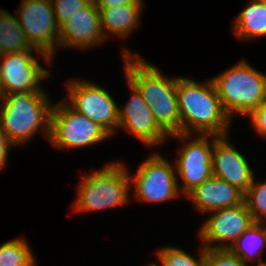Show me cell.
Instances as JSON below:
<instances>
[{"mask_svg": "<svg viewBox=\"0 0 266 266\" xmlns=\"http://www.w3.org/2000/svg\"><path fill=\"white\" fill-rule=\"evenodd\" d=\"M177 97L180 133L172 134V137L188 138L192 126L200 134H227L230 117L222 107L213 80L202 85L188 78H177Z\"/></svg>", "mask_w": 266, "mask_h": 266, "instance_id": "1", "label": "cell"}, {"mask_svg": "<svg viewBox=\"0 0 266 266\" xmlns=\"http://www.w3.org/2000/svg\"><path fill=\"white\" fill-rule=\"evenodd\" d=\"M1 99L0 126L15 145L28 141L41 125L50 137L52 106L44 92H14Z\"/></svg>", "mask_w": 266, "mask_h": 266, "instance_id": "2", "label": "cell"}, {"mask_svg": "<svg viewBox=\"0 0 266 266\" xmlns=\"http://www.w3.org/2000/svg\"><path fill=\"white\" fill-rule=\"evenodd\" d=\"M212 80L222 107L230 118L232 111L248 116L266 101V75L244 61Z\"/></svg>", "mask_w": 266, "mask_h": 266, "instance_id": "3", "label": "cell"}, {"mask_svg": "<svg viewBox=\"0 0 266 266\" xmlns=\"http://www.w3.org/2000/svg\"><path fill=\"white\" fill-rule=\"evenodd\" d=\"M122 165L108 164L98 172L85 176L79 186L75 209L80 212L103 210L126 203L132 176Z\"/></svg>", "mask_w": 266, "mask_h": 266, "instance_id": "4", "label": "cell"}, {"mask_svg": "<svg viewBox=\"0 0 266 266\" xmlns=\"http://www.w3.org/2000/svg\"><path fill=\"white\" fill-rule=\"evenodd\" d=\"M52 107L49 140L58 148L96 144L110 134L98 123L74 110L67 103Z\"/></svg>", "mask_w": 266, "mask_h": 266, "instance_id": "5", "label": "cell"}, {"mask_svg": "<svg viewBox=\"0 0 266 266\" xmlns=\"http://www.w3.org/2000/svg\"><path fill=\"white\" fill-rule=\"evenodd\" d=\"M18 12V22L29 44L50 62L55 41H59V26L51 0H23Z\"/></svg>", "mask_w": 266, "mask_h": 266, "instance_id": "6", "label": "cell"}, {"mask_svg": "<svg viewBox=\"0 0 266 266\" xmlns=\"http://www.w3.org/2000/svg\"><path fill=\"white\" fill-rule=\"evenodd\" d=\"M68 91L70 106L74 110L98 123L110 135L114 127H119L120 109L105 89L81 80L72 81Z\"/></svg>", "mask_w": 266, "mask_h": 266, "instance_id": "7", "label": "cell"}, {"mask_svg": "<svg viewBox=\"0 0 266 266\" xmlns=\"http://www.w3.org/2000/svg\"><path fill=\"white\" fill-rule=\"evenodd\" d=\"M124 51L126 79L138 89L148 106L162 101H178L177 79L164 77L155 66L146 63L140 56L134 57L126 48Z\"/></svg>", "mask_w": 266, "mask_h": 266, "instance_id": "8", "label": "cell"}, {"mask_svg": "<svg viewBox=\"0 0 266 266\" xmlns=\"http://www.w3.org/2000/svg\"><path fill=\"white\" fill-rule=\"evenodd\" d=\"M173 168L160 155L150 156L132 179L137 197L147 202H163L177 197L179 187Z\"/></svg>", "mask_w": 266, "mask_h": 266, "instance_id": "9", "label": "cell"}, {"mask_svg": "<svg viewBox=\"0 0 266 266\" xmlns=\"http://www.w3.org/2000/svg\"><path fill=\"white\" fill-rule=\"evenodd\" d=\"M31 52L33 50L0 56L5 59L0 62L3 96L14 92H43L38 83L49 76V71L39 65Z\"/></svg>", "mask_w": 266, "mask_h": 266, "instance_id": "10", "label": "cell"}, {"mask_svg": "<svg viewBox=\"0 0 266 266\" xmlns=\"http://www.w3.org/2000/svg\"><path fill=\"white\" fill-rule=\"evenodd\" d=\"M207 138L208 134H200L183 146L179 154L176 169L184 180L182 191L186 194L212 176L214 140L210 143Z\"/></svg>", "mask_w": 266, "mask_h": 266, "instance_id": "11", "label": "cell"}, {"mask_svg": "<svg viewBox=\"0 0 266 266\" xmlns=\"http://www.w3.org/2000/svg\"><path fill=\"white\" fill-rule=\"evenodd\" d=\"M214 214L204 223L200 230L205 248L210 249L211 242L230 241L234 243L255 222L245 202L231 208L212 211ZM209 242V243H208Z\"/></svg>", "mask_w": 266, "mask_h": 266, "instance_id": "12", "label": "cell"}, {"mask_svg": "<svg viewBox=\"0 0 266 266\" xmlns=\"http://www.w3.org/2000/svg\"><path fill=\"white\" fill-rule=\"evenodd\" d=\"M128 84L133 95L124 109L119 110V127L128 129L148 145L162 142L168 134L157 124L138 89L129 81Z\"/></svg>", "mask_w": 266, "mask_h": 266, "instance_id": "13", "label": "cell"}, {"mask_svg": "<svg viewBox=\"0 0 266 266\" xmlns=\"http://www.w3.org/2000/svg\"><path fill=\"white\" fill-rule=\"evenodd\" d=\"M213 136L215 139L212 153V175L245 193L254 179L252 170L244 156L227 142V135Z\"/></svg>", "mask_w": 266, "mask_h": 266, "instance_id": "14", "label": "cell"}, {"mask_svg": "<svg viewBox=\"0 0 266 266\" xmlns=\"http://www.w3.org/2000/svg\"><path fill=\"white\" fill-rule=\"evenodd\" d=\"M100 12L93 0L59 27V45L87 48L102 42Z\"/></svg>", "mask_w": 266, "mask_h": 266, "instance_id": "15", "label": "cell"}, {"mask_svg": "<svg viewBox=\"0 0 266 266\" xmlns=\"http://www.w3.org/2000/svg\"><path fill=\"white\" fill-rule=\"evenodd\" d=\"M188 196L203 212L231 208L244 202L241 190L214 175L191 190Z\"/></svg>", "mask_w": 266, "mask_h": 266, "instance_id": "16", "label": "cell"}, {"mask_svg": "<svg viewBox=\"0 0 266 266\" xmlns=\"http://www.w3.org/2000/svg\"><path fill=\"white\" fill-rule=\"evenodd\" d=\"M142 5H126L111 8H98L100 12L101 29L116 34L122 38L128 35L140 20ZM104 29V30H103Z\"/></svg>", "mask_w": 266, "mask_h": 266, "instance_id": "17", "label": "cell"}, {"mask_svg": "<svg viewBox=\"0 0 266 266\" xmlns=\"http://www.w3.org/2000/svg\"><path fill=\"white\" fill-rule=\"evenodd\" d=\"M34 50L29 44L18 19L0 10V56Z\"/></svg>", "mask_w": 266, "mask_h": 266, "instance_id": "18", "label": "cell"}, {"mask_svg": "<svg viewBox=\"0 0 266 266\" xmlns=\"http://www.w3.org/2000/svg\"><path fill=\"white\" fill-rule=\"evenodd\" d=\"M234 27L239 38L266 35V5L259 0H252L236 18Z\"/></svg>", "mask_w": 266, "mask_h": 266, "instance_id": "19", "label": "cell"}, {"mask_svg": "<svg viewBox=\"0 0 266 266\" xmlns=\"http://www.w3.org/2000/svg\"><path fill=\"white\" fill-rule=\"evenodd\" d=\"M266 244V227L262 228V224L255 222L251 225L232 245L210 246L212 249H229L234 255L238 256L244 263L252 260V253L261 250ZM254 250V251H253Z\"/></svg>", "mask_w": 266, "mask_h": 266, "instance_id": "20", "label": "cell"}, {"mask_svg": "<svg viewBox=\"0 0 266 266\" xmlns=\"http://www.w3.org/2000/svg\"><path fill=\"white\" fill-rule=\"evenodd\" d=\"M0 266H35L34 256L25 239H14L0 246Z\"/></svg>", "mask_w": 266, "mask_h": 266, "instance_id": "21", "label": "cell"}, {"mask_svg": "<svg viewBox=\"0 0 266 266\" xmlns=\"http://www.w3.org/2000/svg\"><path fill=\"white\" fill-rule=\"evenodd\" d=\"M157 124L168 134L180 133L178 101H162L149 106Z\"/></svg>", "mask_w": 266, "mask_h": 266, "instance_id": "22", "label": "cell"}, {"mask_svg": "<svg viewBox=\"0 0 266 266\" xmlns=\"http://www.w3.org/2000/svg\"><path fill=\"white\" fill-rule=\"evenodd\" d=\"M244 202L253 221L262 223V215L266 217V182L256 184L253 179L251 186L244 193Z\"/></svg>", "mask_w": 266, "mask_h": 266, "instance_id": "23", "label": "cell"}, {"mask_svg": "<svg viewBox=\"0 0 266 266\" xmlns=\"http://www.w3.org/2000/svg\"><path fill=\"white\" fill-rule=\"evenodd\" d=\"M205 251L206 248L203 247L198 260L187 254L185 251L172 247L161 249L158 251V256L162 266H204Z\"/></svg>", "mask_w": 266, "mask_h": 266, "instance_id": "24", "label": "cell"}, {"mask_svg": "<svg viewBox=\"0 0 266 266\" xmlns=\"http://www.w3.org/2000/svg\"><path fill=\"white\" fill-rule=\"evenodd\" d=\"M92 0H51L57 25L60 27Z\"/></svg>", "mask_w": 266, "mask_h": 266, "instance_id": "25", "label": "cell"}, {"mask_svg": "<svg viewBox=\"0 0 266 266\" xmlns=\"http://www.w3.org/2000/svg\"><path fill=\"white\" fill-rule=\"evenodd\" d=\"M204 266H247L229 249H208L205 251Z\"/></svg>", "mask_w": 266, "mask_h": 266, "instance_id": "26", "label": "cell"}, {"mask_svg": "<svg viewBox=\"0 0 266 266\" xmlns=\"http://www.w3.org/2000/svg\"><path fill=\"white\" fill-rule=\"evenodd\" d=\"M259 134L266 137V101L248 115Z\"/></svg>", "mask_w": 266, "mask_h": 266, "instance_id": "27", "label": "cell"}, {"mask_svg": "<svg viewBox=\"0 0 266 266\" xmlns=\"http://www.w3.org/2000/svg\"><path fill=\"white\" fill-rule=\"evenodd\" d=\"M97 8H111L126 5H142L141 0H93Z\"/></svg>", "mask_w": 266, "mask_h": 266, "instance_id": "28", "label": "cell"}, {"mask_svg": "<svg viewBox=\"0 0 266 266\" xmlns=\"http://www.w3.org/2000/svg\"><path fill=\"white\" fill-rule=\"evenodd\" d=\"M15 145L7 136L5 131L0 126V168L5 165L7 159V148L9 146Z\"/></svg>", "mask_w": 266, "mask_h": 266, "instance_id": "29", "label": "cell"}, {"mask_svg": "<svg viewBox=\"0 0 266 266\" xmlns=\"http://www.w3.org/2000/svg\"><path fill=\"white\" fill-rule=\"evenodd\" d=\"M3 97V90H2V83H1V76H0V99Z\"/></svg>", "mask_w": 266, "mask_h": 266, "instance_id": "30", "label": "cell"}, {"mask_svg": "<svg viewBox=\"0 0 266 266\" xmlns=\"http://www.w3.org/2000/svg\"><path fill=\"white\" fill-rule=\"evenodd\" d=\"M257 261H258L257 266H266V264L262 262L261 258L257 259Z\"/></svg>", "mask_w": 266, "mask_h": 266, "instance_id": "31", "label": "cell"}, {"mask_svg": "<svg viewBox=\"0 0 266 266\" xmlns=\"http://www.w3.org/2000/svg\"><path fill=\"white\" fill-rule=\"evenodd\" d=\"M259 1H261L263 4L266 5V0H259Z\"/></svg>", "mask_w": 266, "mask_h": 266, "instance_id": "32", "label": "cell"}]
</instances>
